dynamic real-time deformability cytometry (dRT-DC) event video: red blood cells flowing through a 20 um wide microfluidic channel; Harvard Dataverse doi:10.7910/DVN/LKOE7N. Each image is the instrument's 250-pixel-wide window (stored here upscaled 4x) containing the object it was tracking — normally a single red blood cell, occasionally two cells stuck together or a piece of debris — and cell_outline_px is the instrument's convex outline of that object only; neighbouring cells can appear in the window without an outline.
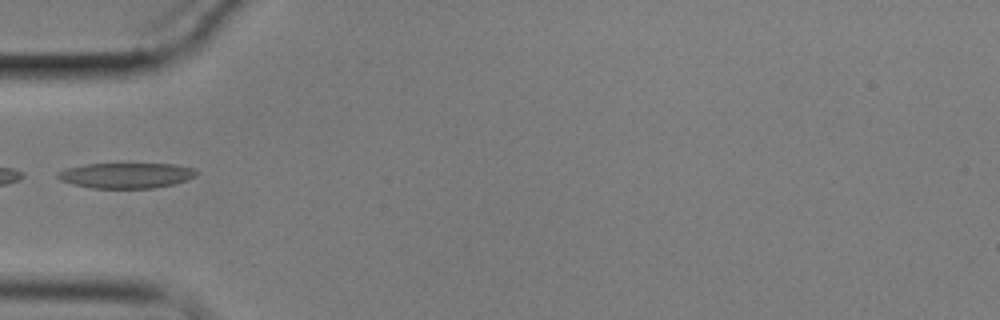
{"species": "common noctule bat (a hibernating species)", "species_latin": "Nyctalus noctula", "temperature_condition": "cold", "stored_images_in_passage": 5, "camera_frame_rate_fps": 3000, "um_per_image_px": 0.085, "animal": {"sex": "male", "body_mass_g": 17.9}, "frame": {"image": 1, "passage_image": 5, "time_ms": 6.0, "image_size_px": [1000, 320], "cell_outline_px": [[200, 172], [196, 176], [172, 184], [152, 188], [92, 188], [72, 184], [60, 180], [56, 176], [56, 172], [68, 168], [88, 164], [176, 164], [196, 168]], "centroid_in_image_um": [10.75, 14.91], "position_along_channel_um": 74.3, "area_um2": 20.52}}